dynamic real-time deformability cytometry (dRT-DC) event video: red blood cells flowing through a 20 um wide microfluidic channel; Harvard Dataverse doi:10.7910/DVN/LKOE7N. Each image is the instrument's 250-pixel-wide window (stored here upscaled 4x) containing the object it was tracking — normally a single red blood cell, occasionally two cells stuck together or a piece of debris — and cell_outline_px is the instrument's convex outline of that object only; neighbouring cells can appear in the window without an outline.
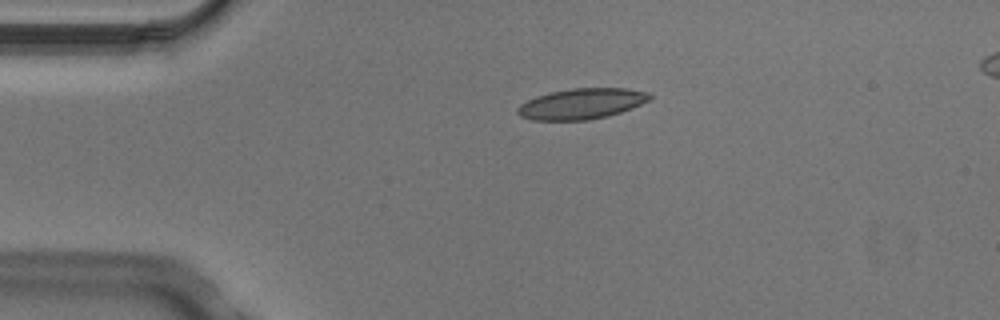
{"species": "Egyptian fruit bat (a non-hibernating species)", "species_latin": "Rousettus aegyptiacus", "temperature_condition": "cold", "stored_images_in_passage": 4, "camera_frame_rate_fps": 3000, "um_per_image_px": 0.085, "animal": {"sex": "male"}, "frame": {"image": 1, "passage_image": 2, "time_ms": 0.333, "image_size_px": [1000, 320], "cell_outline_px": [[652, 100], [632, 108], [608, 116], [588, 120], [532, 120], [520, 116], [516, 112], [516, 108], [520, 104], [536, 96], [552, 92], [572, 88], [628, 88], [648, 92], [652, 96]], "centroid_in_image_um": [49.46, 8.82], "position_along_channel_um": 35.5, "area_um2": 23.76}}